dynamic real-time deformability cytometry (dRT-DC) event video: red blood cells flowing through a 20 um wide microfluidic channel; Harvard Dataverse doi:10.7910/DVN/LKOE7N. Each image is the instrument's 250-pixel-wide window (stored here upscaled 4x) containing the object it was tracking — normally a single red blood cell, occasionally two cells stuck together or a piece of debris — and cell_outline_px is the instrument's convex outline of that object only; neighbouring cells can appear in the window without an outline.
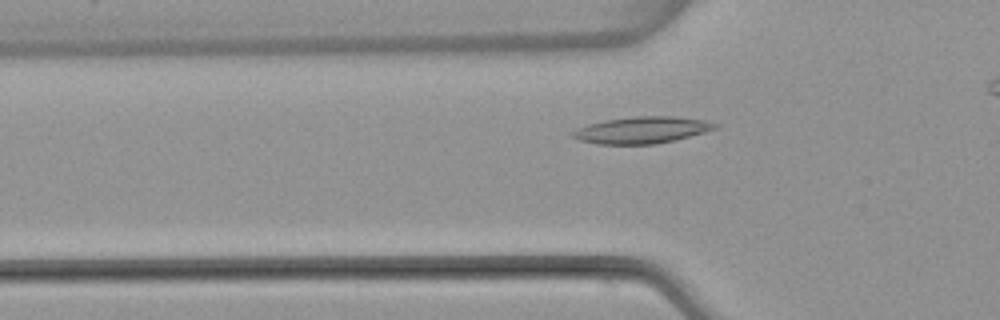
{"species": "common noctule bat (a hibernating species)", "species_latin": "Nyctalus noctula", "temperature_condition": "warm", "stored_images_in_passage": 36, "camera_frame_rate_fps": 3000, "um_per_image_px": 0.085, "animal": {"sex": "female", "body_mass_g": 22.7, "forearm_length_mm": 54.2}, "frame": {"image": 1, "passage_image": 10, "time_ms": 3.0, "image_size_px": [1000, 320], "cell_outline_px": [[720, 124], [716, 128], [704, 132], [656, 144], [596, 144], [580, 140], [572, 136], [572, 132], [576, 128], [588, 124], [604, 120], [636, 116], [676, 116], [704, 120]], "centroid_in_image_um": [54.54, 11.04], "position_along_channel_um": 71.3, "area_um2": 22.02}}
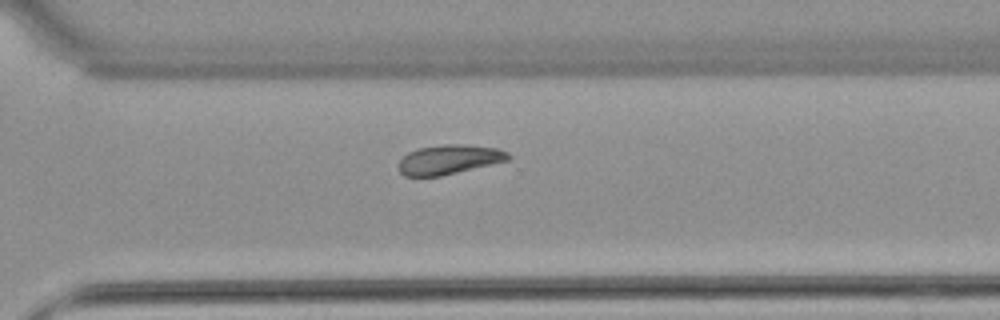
{"frame": {"image": 2, "passage_image": 30, "time_ms": 9.667, "image_size_px": [1000, 320], "cell_outline_px": [[512, 156], [508, 160], [440, 176], [404, 176], [396, 168], [400, 160], [408, 152], [420, 148], [444, 144], [464, 144], [496, 148], [508, 152]], "centroid_in_image_um": [38.15, 13.55], "position_along_channel_um": 332.5, "area_um2": 18.73}}
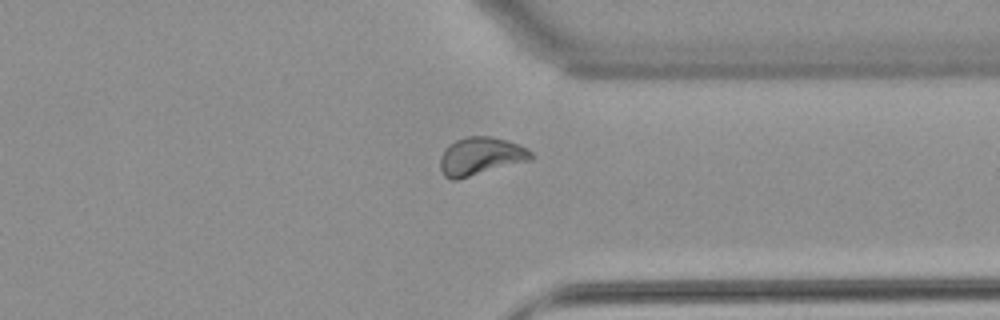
{"frame": {"image": 3, "passage_image": 33, "time_ms": 10.667, "image_size_px": [1000, 320], "cell_outline_px": [[532, 160], [456, 180], [448, 180], [440, 172], [440, 160], [444, 148], [448, 144], [464, 136], [492, 136], [508, 140], [528, 148], [532, 152]], "centroid_in_image_um": [40.83, 13.28], "position_along_channel_um": 370.6, "area_um2": 20.46}}